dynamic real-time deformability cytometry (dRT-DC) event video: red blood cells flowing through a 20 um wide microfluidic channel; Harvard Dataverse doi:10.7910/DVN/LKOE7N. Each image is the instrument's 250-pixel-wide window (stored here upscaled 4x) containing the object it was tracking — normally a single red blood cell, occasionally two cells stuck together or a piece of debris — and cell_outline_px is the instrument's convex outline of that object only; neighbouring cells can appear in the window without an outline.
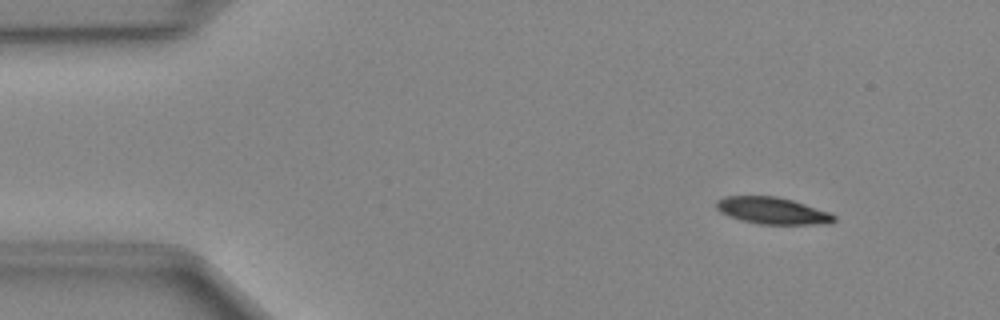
{"species": "Egyptian fruit bat (a non-hibernating species)", "species_latin": "Rousettus aegyptiacus", "temperature_condition": "cold", "stored_images_in_passage": 49, "camera_frame_rate_fps": 3000, "um_per_image_px": 0.085, "animal": {"sex": "female"}, "frame": {"image": 1, "passage_image": 6, "time_ms": 1.667, "image_size_px": [1000, 320], "cell_outline_px": [[836, 220], [828, 224], [760, 224], [740, 220], [728, 216], [720, 212], [716, 208], [716, 200], [724, 196], [776, 196], [792, 200], [828, 212], [836, 216]], "centroid_in_image_um": [65.62, 17.91], "position_along_channel_um": 19.4, "area_um2": 18.38}}
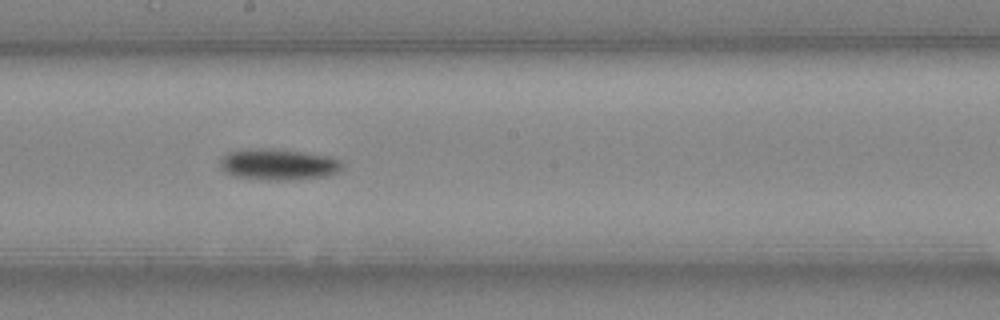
{"frame": {"image": 2, "passage_image": 27, "time_ms": 8.667, "image_size_px": [1000, 320], "cell_outline_px": [[344, 168], [340, 172], [328, 176], [284, 180], [272, 180], [232, 176], [224, 172], [220, 168], [220, 160], [228, 152], [248, 148], [264, 148], [300, 152], [328, 156], [340, 160], [344, 164]], "centroid_in_image_um": [23.66, 13.98], "position_along_channel_um": 224.5, "area_um2": 22.25}}
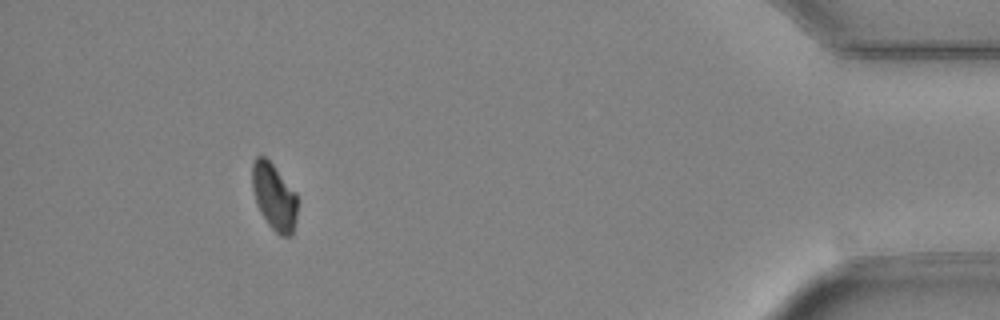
{"frame": {"image": 3, "passage_image": 45, "time_ms": 14.667, "image_size_px": [1000, 320], "cell_outline_px": [[296, 216], [292, 236], [280, 236], [268, 224], [260, 212], [256, 204], [252, 188], [252, 160], [256, 156], [264, 156], [272, 164], [296, 192]], "centroid_in_image_um": [23.27, 16.72], "position_along_channel_um": 411.9, "area_um2": 17.51}}